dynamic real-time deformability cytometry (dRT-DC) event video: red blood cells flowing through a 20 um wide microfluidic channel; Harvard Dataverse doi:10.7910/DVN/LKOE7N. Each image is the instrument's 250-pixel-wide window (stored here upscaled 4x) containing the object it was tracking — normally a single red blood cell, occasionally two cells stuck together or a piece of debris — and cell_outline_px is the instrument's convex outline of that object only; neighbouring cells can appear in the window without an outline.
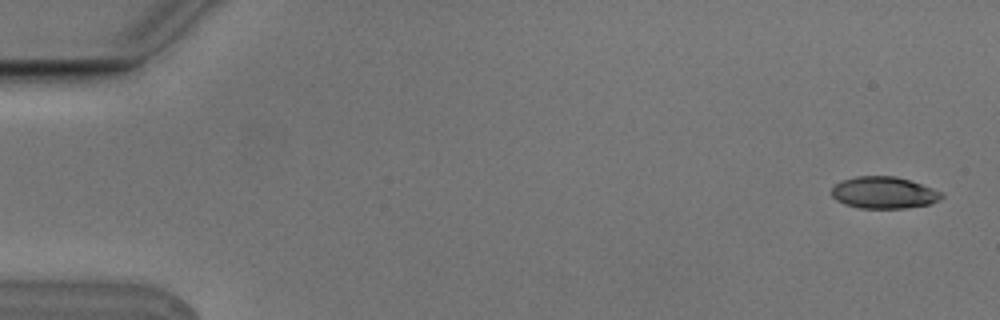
{"species": "Egyptian fruit bat (a non-hibernating species)", "species_latin": "Rousettus aegyptiacus", "temperature_condition": "cold", "stored_images_in_passage": 6, "segment_of_instrument_passage": [1, 2], "camera_frame_rate_fps": 3000, "um_per_image_px": 0.085, "animal": {"sex": "male"}, "frame": {"image": 1, "passage_image": 1, "time_ms": 0.0, "image_size_px": [1000, 320], "cell_outline_px": [[944, 196], [940, 200], [928, 204], [904, 208], [860, 208], [844, 204], [836, 200], [832, 196], [832, 188], [840, 180], [856, 176], [896, 176], [944, 192]], "centroid_in_image_um": [75.12, 16.37], "position_along_channel_um": 9.9, "area_um2": 20.4}}